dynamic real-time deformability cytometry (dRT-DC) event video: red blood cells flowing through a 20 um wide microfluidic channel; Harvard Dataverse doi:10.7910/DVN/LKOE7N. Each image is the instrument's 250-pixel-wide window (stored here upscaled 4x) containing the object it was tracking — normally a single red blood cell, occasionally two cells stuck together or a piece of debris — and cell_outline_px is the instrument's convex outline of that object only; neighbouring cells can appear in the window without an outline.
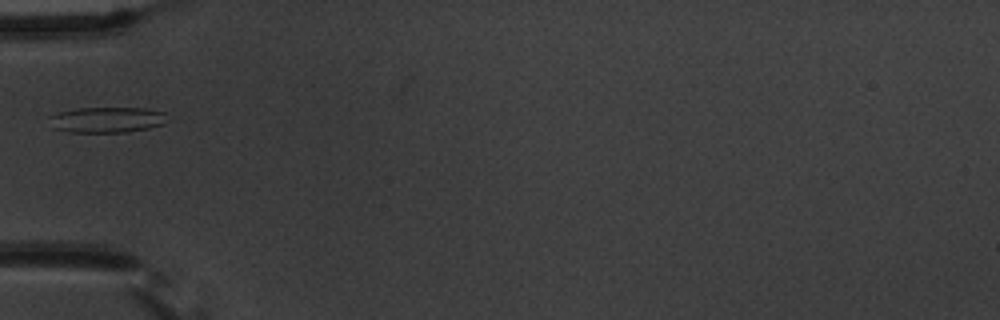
{"species": "common noctule bat (a hibernating species)", "species_latin": "Nyctalus noctula", "temperature_condition": "warm", "stored_images_in_passage": 6, "camera_frame_rate_fps": 3000, "um_per_image_px": 0.085, "animal": {"sex": "male", "body_mass_g": 20.1, "forearm_length_mm": 53.5}, "frame": {"image": 1, "passage_image": 6, "time_ms": 6.667, "image_size_px": [1000, 320], "cell_outline_px": [[172, 120], [164, 124], [148, 128], [128, 132], [68, 132], [52, 128], [48, 116], [56, 112], [80, 108], [144, 108], [164, 112]], "centroid_in_image_um": [9.11, 10.18], "position_along_channel_um": 75.9, "area_um2": 17.98}}